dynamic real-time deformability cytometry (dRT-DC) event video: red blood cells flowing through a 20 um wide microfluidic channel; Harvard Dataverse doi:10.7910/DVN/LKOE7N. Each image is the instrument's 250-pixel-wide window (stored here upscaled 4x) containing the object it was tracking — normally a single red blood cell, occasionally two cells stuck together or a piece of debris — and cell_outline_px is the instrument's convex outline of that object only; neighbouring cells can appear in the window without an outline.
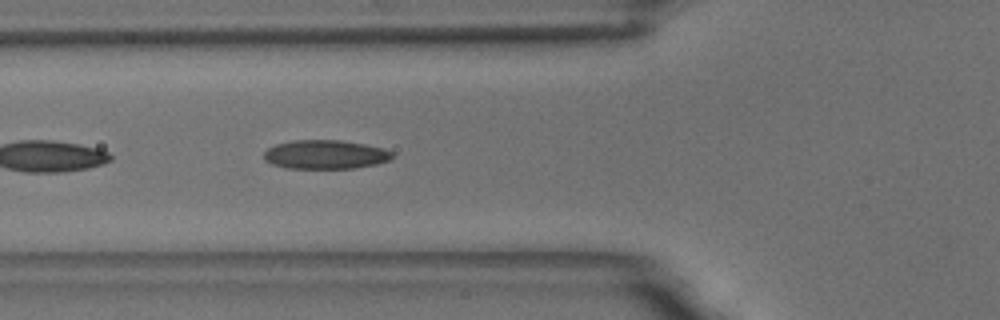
{"species": "common noctule bat (a hibernating species)", "species_latin": "Nyctalus noctula", "temperature_condition": "room temperature", "stored_images_in_passage": 11, "camera_frame_rate_fps": 3000, "um_per_image_px": 0.085, "animal": {"sex": "male", "body_mass_g": 18.8}, "frame": {"image": 1, "passage_image": 5, "time_ms": 1.333, "image_size_px": [1000, 320], "cell_outline_px": [[392, 160], [376, 164], [356, 168], [288, 168], [272, 164], [264, 160], [264, 152], [268, 148], [276, 144], [292, 140], [340, 140], [364, 144], [384, 148], [392, 152]], "centroid_in_image_um": [27.66, 13.13], "position_along_channel_um": 98.1, "area_um2": 21.68}}